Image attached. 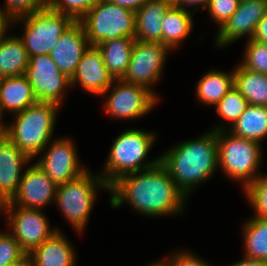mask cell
Listing matches in <instances>:
<instances>
[{
	"instance_id": "5b68a950",
	"label": "cell",
	"mask_w": 267,
	"mask_h": 266,
	"mask_svg": "<svg viewBox=\"0 0 267 266\" xmlns=\"http://www.w3.org/2000/svg\"><path fill=\"white\" fill-rule=\"evenodd\" d=\"M224 124L211 129L216 131L218 166L226 176L242 180L243 187L251 184L258 175L262 160L261 144L233 135Z\"/></svg>"
},
{
	"instance_id": "ac0fdd59",
	"label": "cell",
	"mask_w": 267,
	"mask_h": 266,
	"mask_svg": "<svg viewBox=\"0 0 267 266\" xmlns=\"http://www.w3.org/2000/svg\"><path fill=\"white\" fill-rule=\"evenodd\" d=\"M31 159L6 136L0 141V205L9 202L18 190L23 166Z\"/></svg>"
},
{
	"instance_id": "9c48e42d",
	"label": "cell",
	"mask_w": 267,
	"mask_h": 266,
	"mask_svg": "<svg viewBox=\"0 0 267 266\" xmlns=\"http://www.w3.org/2000/svg\"><path fill=\"white\" fill-rule=\"evenodd\" d=\"M1 210L7 216L11 234L27 255L59 230L58 228H50L47 217L40 209L2 204L0 205V212Z\"/></svg>"
},
{
	"instance_id": "44dd1931",
	"label": "cell",
	"mask_w": 267,
	"mask_h": 266,
	"mask_svg": "<svg viewBox=\"0 0 267 266\" xmlns=\"http://www.w3.org/2000/svg\"><path fill=\"white\" fill-rule=\"evenodd\" d=\"M171 6L162 0H150L135 11V40L163 44L162 21Z\"/></svg>"
},
{
	"instance_id": "f546056e",
	"label": "cell",
	"mask_w": 267,
	"mask_h": 266,
	"mask_svg": "<svg viewBox=\"0 0 267 266\" xmlns=\"http://www.w3.org/2000/svg\"><path fill=\"white\" fill-rule=\"evenodd\" d=\"M244 194L255 211V218L267 219V175L260 172L253 182L244 188Z\"/></svg>"
},
{
	"instance_id": "d6986e66",
	"label": "cell",
	"mask_w": 267,
	"mask_h": 266,
	"mask_svg": "<svg viewBox=\"0 0 267 266\" xmlns=\"http://www.w3.org/2000/svg\"><path fill=\"white\" fill-rule=\"evenodd\" d=\"M75 256L74 248L60 230L28 254L31 266H76Z\"/></svg>"
},
{
	"instance_id": "ab89813d",
	"label": "cell",
	"mask_w": 267,
	"mask_h": 266,
	"mask_svg": "<svg viewBox=\"0 0 267 266\" xmlns=\"http://www.w3.org/2000/svg\"><path fill=\"white\" fill-rule=\"evenodd\" d=\"M208 3H209V0H178L175 6L184 8L185 10H187L186 7L194 6V5L197 6L198 4H200L202 7L207 8Z\"/></svg>"
},
{
	"instance_id": "8992f818",
	"label": "cell",
	"mask_w": 267,
	"mask_h": 266,
	"mask_svg": "<svg viewBox=\"0 0 267 266\" xmlns=\"http://www.w3.org/2000/svg\"><path fill=\"white\" fill-rule=\"evenodd\" d=\"M98 188L109 191V185L100 175L93 176L89 170L78 178L57 185L55 202L66 220L82 232L87 225Z\"/></svg>"
},
{
	"instance_id": "e0dca14e",
	"label": "cell",
	"mask_w": 267,
	"mask_h": 266,
	"mask_svg": "<svg viewBox=\"0 0 267 266\" xmlns=\"http://www.w3.org/2000/svg\"><path fill=\"white\" fill-rule=\"evenodd\" d=\"M89 47L90 44L82 24L75 21L57 40L49 55L58 69L71 78L77 64Z\"/></svg>"
},
{
	"instance_id": "3957f363",
	"label": "cell",
	"mask_w": 267,
	"mask_h": 266,
	"mask_svg": "<svg viewBox=\"0 0 267 266\" xmlns=\"http://www.w3.org/2000/svg\"><path fill=\"white\" fill-rule=\"evenodd\" d=\"M59 108L60 105L52 102H37L29 106L14 114L13 123L3 124L5 136L32 160L49 145Z\"/></svg>"
},
{
	"instance_id": "f6af8a7d",
	"label": "cell",
	"mask_w": 267,
	"mask_h": 266,
	"mask_svg": "<svg viewBox=\"0 0 267 266\" xmlns=\"http://www.w3.org/2000/svg\"><path fill=\"white\" fill-rule=\"evenodd\" d=\"M146 266H163V265L161 264L160 261L159 262L157 261V262H153V263L146 265Z\"/></svg>"
},
{
	"instance_id": "60d3db41",
	"label": "cell",
	"mask_w": 267,
	"mask_h": 266,
	"mask_svg": "<svg viewBox=\"0 0 267 266\" xmlns=\"http://www.w3.org/2000/svg\"><path fill=\"white\" fill-rule=\"evenodd\" d=\"M10 26V27H9ZM11 28V20L0 13V41L7 33V29Z\"/></svg>"
},
{
	"instance_id": "d4e9b609",
	"label": "cell",
	"mask_w": 267,
	"mask_h": 266,
	"mask_svg": "<svg viewBox=\"0 0 267 266\" xmlns=\"http://www.w3.org/2000/svg\"><path fill=\"white\" fill-rule=\"evenodd\" d=\"M229 129L235 136L261 143L267 137V107L249 105Z\"/></svg>"
},
{
	"instance_id": "7c38bea8",
	"label": "cell",
	"mask_w": 267,
	"mask_h": 266,
	"mask_svg": "<svg viewBox=\"0 0 267 266\" xmlns=\"http://www.w3.org/2000/svg\"><path fill=\"white\" fill-rule=\"evenodd\" d=\"M114 82L116 85H111L103 93L105 95L113 88L103 105L105 112L113 118L129 120L143 117L153 109L159 99L145 87L129 84L122 79Z\"/></svg>"
},
{
	"instance_id": "277c9868",
	"label": "cell",
	"mask_w": 267,
	"mask_h": 266,
	"mask_svg": "<svg viewBox=\"0 0 267 266\" xmlns=\"http://www.w3.org/2000/svg\"><path fill=\"white\" fill-rule=\"evenodd\" d=\"M153 132L128 129L115 138L100 176L110 186L119 177L139 172L156 165L160 158L147 161L146 157L155 142ZM145 160V161H144Z\"/></svg>"
},
{
	"instance_id": "74e56055",
	"label": "cell",
	"mask_w": 267,
	"mask_h": 266,
	"mask_svg": "<svg viewBox=\"0 0 267 266\" xmlns=\"http://www.w3.org/2000/svg\"><path fill=\"white\" fill-rule=\"evenodd\" d=\"M111 4L126 7L130 10L137 11L150 0H104Z\"/></svg>"
},
{
	"instance_id": "8fae6325",
	"label": "cell",
	"mask_w": 267,
	"mask_h": 266,
	"mask_svg": "<svg viewBox=\"0 0 267 266\" xmlns=\"http://www.w3.org/2000/svg\"><path fill=\"white\" fill-rule=\"evenodd\" d=\"M25 75L38 102L62 104L70 78L58 69L50 55L31 56Z\"/></svg>"
},
{
	"instance_id": "2e32d148",
	"label": "cell",
	"mask_w": 267,
	"mask_h": 266,
	"mask_svg": "<svg viewBox=\"0 0 267 266\" xmlns=\"http://www.w3.org/2000/svg\"><path fill=\"white\" fill-rule=\"evenodd\" d=\"M76 83L83 90L95 95H103L113 85L114 79L106 69L102 53L97 46H90L77 64L70 78V86Z\"/></svg>"
},
{
	"instance_id": "484cf974",
	"label": "cell",
	"mask_w": 267,
	"mask_h": 266,
	"mask_svg": "<svg viewBox=\"0 0 267 266\" xmlns=\"http://www.w3.org/2000/svg\"><path fill=\"white\" fill-rule=\"evenodd\" d=\"M234 87V72L211 70L205 73L196 86V96L204 105H214Z\"/></svg>"
},
{
	"instance_id": "603a6c76",
	"label": "cell",
	"mask_w": 267,
	"mask_h": 266,
	"mask_svg": "<svg viewBox=\"0 0 267 266\" xmlns=\"http://www.w3.org/2000/svg\"><path fill=\"white\" fill-rule=\"evenodd\" d=\"M30 57L19 36H4L0 41V78L25 75Z\"/></svg>"
},
{
	"instance_id": "4316f807",
	"label": "cell",
	"mask_w": 267,
	"mask_h": 266,
	"mask_svg": "<svg viewBox=\"0 0 267 266\" xmlns=\"http://www.w3.org/2000/svg\"><path fill=\"white\" fill-rule=\"evenodd\" d=\"M233 72L234 87L246 98L249 105L267 107V75L247 70L240 64Z\"/></svg>"
},
{
	"instance_id": "52a82bcc",
	"label": "cell",
	"mask_w": 267,
	"mask_h": 266,
	"mask_svg": "<svg viewBox=\"0 0 267 266\" xmlns=\"http://www.w3.org/2000/svg\"><path fill=\"white\" fill-rule=\"evenodd\" d=\"M90 46L121 37H134L135 11L100 0L80 20Z\"/></svg>"
},
{
	"instance_id": "ffe728a7",
	"label": "cell",
	"mask_w": 267,
	"mask_h": 266,
	"mask_svg": "<svg viewBox=\"0 0 267 266\" xmlns=\"http://www.w3.org/2000/svg\"><path fill=\"white\" fill-rule=\"evenodd\" d=\"M37 102L26 75L0 78V122L5 109L16 114Z\"/></svg>"
},
{
	"instance_id": "4fadbf2b",
	"label": "cell",
	"mask_w": 267,
	"mask_h": 266,
	"mask_svg": "<svg viewBox=\"0 0 267 266\" xmlns=\"http://www.w3.org/2000/svg\"><path fill=\"white\" fill-rule=\"evenodd\" d=\"M50 143L42 151L47 149L44 156L35 162L56 185L72 181L88 170L80 165L72 139L58 138Z\"/></svg>"
},
{
	"instance_id": "1f68e13d",
	"label": "cell",
	"mask_w": 267,
	"mask_h": 266,
	"mask_svg": "<svg viewBox=\"0 0 267 266\" xmlns=\"http://www.w3.org/2000/svg\"><path fill=\"white\" fill-rule=\"evenodd\" d=\"M100 0H48V7L79 21Z\"/></svg>"
},
{
	"instance_id": "6da1fadb",
	"label": "cell",
	"mask_w": 267,
	"mask_h": 266,
	"mask_svg": "<svg viewBox=\"0 0 267 266\" xmlns=\"http://www.w3.org/2000/svg\"><path fill=\"white\" fill-rule=\"evenodd\" d=\"M113 208L128 202L133 209L152 217L182 213L186 196L159 161L151 168L119 177L109 186Z\"/></svg>"
},
{
	"instance_id": "ee69618b",
	"label": "cell",
	"mask_w": 267,
	"mask_h": 266,
	"mask_svg": "<svg viewBox=\"0 0 267 266\" xmlns=\"http://www.w3.org/2000/svg\"><path fill=\"white\" fill-rule=\"evenodd\" d=\"M162 1L167 2L170 5H176L178 0H162Z\"/></svg>"
},
{
	"instance_id": "7402d4cb",
	"label": "cell",
	"mask_w": 267,
	"mask_h": 266,
	"mask_svg": "<svg viewBox=\"0 0 267 266\" xmlns=\"http://www.w3.org/2000/svg\"><path fill=\"white\" fill-rule=\"evenodd\" d=\"M134 43V37H121L97 45L105 67L114 80L123 79L127 73Z\"/></svg>"
},
{
	"instance_id": "836d02e7",
	"label": "cell",
	"mask_w": 267,
	"mask_h": 266,
	"mask_svg": "<svg viewBox=\"0 0 267 266\" xmlns=\"http://www.w3.org/2000/svg\"><path fill=\"white\" fill-rule=\"evenodd\" d=\"M26 256V252L10 232L0 233V266L19 262Z\"/></svg>"
},
{
	"instance_id": "8d00e7d4",
	"label": "cell",
	"mask_w": 267,
	"mask_h": 266,
	"mask_svg": "<svg viewBox=\"0 0 267 266\" xmlns=\"http://www.w3.org/2000/svg\"><path fill=\"white\" fill-rule=\"evenodd\" d=\"M252 39L260 43L267 44V12L264 17L258 22L256 31Z\"/></svg>"
},
{
	"instance_id": "7bdbcfd3",
	"label": "cell",
	"mask_w": 267,
	"mask_h": 266,
	"mask_svg": "<svg viewBox=\"0 0 267 266\" xmlns=\"http://www.w3.org/2000/svg\"><path fill=\"white\" fill-rule=\"evenodd\" d=\"M5 137V129L3 126V122H0V141Z\"/></svg>"
},
{
	"instance_id": "f1b7e54d",
	"label": "cell",
	"mask_w": 267,
	"mask_h": 266,
	"mask_svg": "<svg viewBox=\"0 0 267 266\" xmlns=\"http://www.w3.org/2000/svg\"><path fill=\"white\" fill-rule=\"evenodd\" d=\"M248 106L246 98L233 87L215 107L217 113L224 120L230 122L231 128Z\"/></svg>"
},
{
	"instance_id": "9a60e30c",
	"label": "cell",
	"mask_w": 267,
	"mask_h": 266,
	"mask_svg": "<svg viewBox=\"0 0 267 266\" xmlns=\"http://www.w3.org/2000/svg\"><path fill=\"white\" fill-rule=\"evenodd\" d=\"M266 12L267 0L240 1L237 11L219 28L216 45L225 47L243 36L252 39L258 22Z\"/></svg>"
},
{
	"instance_id": "4dcf8cb0",
	"label": "cell",
	"mask_w": 267,
	"mask_h": 266,
	"mask_svg": "<svg viewBox=\"0 0 267 266\" xmlns=\"http://www.w3.org/2000/svg\"><path fill=\"white\" fill-rule=\"evenodd\" d=\"M240 65L247 70L267 75V44L248 39Z\"/></svg>"
},
{
	"instance_id": "83f0119b",
	"label": "cell",
	"mask_w": 267,
	"mask_h": 266,
	"mask_svg": "<svg viewBox=\"0 0 267 266\" xmlns=\"http://www.w3.org/2000/svg\"><path fill=\"white\" fill-rule=\"evenodd\" d=\"M243 227L244 255L249 258L267 260V219L252 216Z\"/></svg>"
},
{
	"instance_id": "d590c367",
	"label": "cell",
	"mask_w": 267,
	"mask_h": 266,
	"mask_svg": "<svg viewBox=\"0 0 267 266\" xmlns=\"http://www.w3.org/2000/svg\"><path fill=\"white\" fill-rule=\"evenodd\" d=\"M172 257L161 260L163 266H211L206 261L201 260L198 256L190 252H178L171 255Z\"/></svg>"
},
{
	"instance_id": "cb8c5ba5",
	"label": "cell",
	"mask_w": 267,
	"mask_h": 266,
	"mask_svg": "<svg viewBox=\"0 0 267 266\" xmlns=\"http://www.w3.org/2000/svg\"><path fill=\"white\" fill-rule=\"evenodd\" d=\"M194 12L172 5L162 21L163 45L171 51L191 33L193 28Z\"/></svg>"
},
{
	"instance_id": "7a4b0ae2",
	"label": "cell",
	"mask_w": 267,
	"mask_h": 266,
	"mask_svg": "<svg viewBox=\"0 0 267 266\" xmlns=\"http://www.w3.org/2000/svg\"><path fill=\"white\" fill-rule=\"evenodd\" d=\"M161 155L160 162L187 197L196 185L208 180L218 166L216 131L181 142Z\"/></svg>"
},
{
	"instance_id": "30bf717a",
	"label": "cell",
	"mask_w": 267,
	"mask_h": 266,
	"mask_svg": "<svg viewBox=\"0 0 267 266\" xmlns=\"http://www.w3.org/2000/svg\"><path fill=\"white\" fill-rule=\"evenodd\" d=\"M171 49L162 43L135 40L127 73L123 81L150 90L151 85L160 79L168 52Z\"/></svg>"
},
{
	"instance_id": "e575fe53",
	"label": "cell",
	"mask_w": 267,
	"mask_h": 266,
	"mask_svg": "<svg viewBox=\"0 0 267 266\" xmlns=\"http://www.w3.org/2000/svg\"><path fill=\"white\" fill-rule=\"evenodd\" d=\"M240 0H209L207 10L211 18L221 28L237 11Z\"/></svg>"
},
{
	"instance_id": "f35d334b",
	"label": "cell",
	"mask_w": 267,
	"mask_h": 266,
	"mask_svg": "<svg viewBox=\"0 0 267 266\" xmlns=\"http://www.w3.org/2000/svg\"><path fill=\"white\" fill-rule=\"evenodd\" d=\"M230 266H267V260L254 259L244 256L242 260Z\"/></svg>"
},
{
	"instance_id": "b9f144b4",
	"label": "cell",
	"mask_w": 267,
	"mask_h": 266,
	"mask_svg": "<svg viewBox=\"0 0 267 266\" xmlns=\"http://www.w3.org/2000/svg\"><path fill=\"white\" fill-rule=\"evenodd\" d=\"M6 266H31V263H30V259L28 257V255L22 259L21 261L19 262H15L13 264H10V265H6Z\"/></svg>"
},
{
	"instance_id": "ba28073f",
	"label": "cell",
	"mask_w": 267,
	"mask_h": 266,
	"mask_svg": "<svg viewBox=\"0 0 267 266\" xmlns=\"http://www.w3.org/2000/svg\"><path fill=\"white\" fill-rule=\"evenodd\" d=\"M20 20L24 23V33L19 38L29 57L49 55L57 40L75 22L72 17L53 11L48 6L11 20V25L15 26Z\"/></svg>"
},
{
	"instance_id": "d6a6232c",
	"label": "cell",
	"mask_w": 267,
	"mask_h": 266,
	"mask_svg": "<svg viewBox=\"0 0 267 266\" xmlns=\"http://www.w3.org/2000/svg\"><path fill=\"white\" fill-rule=\"evenodd\" d=\"M5 2L6 4L4 8H0V13L10 20L41 10L48 6V0H5Z\"/></svg>"
},
{
	"instance_id": "5bb4252c",
	"label": "cell",
	"mask_w": 267,
	"mask_h": 266,
	"mask_svg": "<svg viewBox=\"0 0 267 266\" xmlns=\"http://www.w3.org/2000/svg\"><path fill=\"white\" fill-rule=\"evenodd\" d=\"M56 190L57 185L34 163L24 170L17 192L4 204L41 210L55 202Z\"/></svg>"
}]
</instances>
